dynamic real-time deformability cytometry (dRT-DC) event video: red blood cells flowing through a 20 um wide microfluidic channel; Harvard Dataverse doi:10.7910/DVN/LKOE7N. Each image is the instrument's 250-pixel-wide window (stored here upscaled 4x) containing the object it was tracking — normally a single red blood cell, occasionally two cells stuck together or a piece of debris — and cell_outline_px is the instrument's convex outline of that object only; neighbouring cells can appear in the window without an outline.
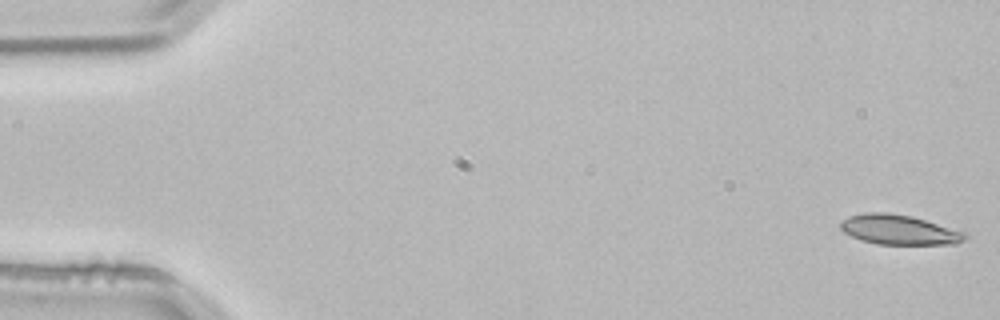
{"species": "common noctule bat (a hibernating species)", "species_latin": "Nyctalus noctula", "temperature_condition": "room temperature", "stored_images_in_passage": 3, "camera_frame_rate_fps": 3000, "um_per_image_px": 0.085, "animal": {"sex": "male", "body_mass_g": 21.5, "forearm_length_mm": 52.0}, "frame": {"image": 1, "passage_image": 1, "time_ms": 0.0, "image_size_px": [1000, 320], "cell_outline_px": [[968, 236], [964, 240], [956, 244], [876, 244], [860, 240], [844, 232], [840, 228], [840, 220], [848, 216], [864, 212], [888, 212], [912, 216], [968, 232]], "centroid_in_image_um": [76.43, 19.52], "position_along_channel_um": 8.6, "area_um2": 21.96}}